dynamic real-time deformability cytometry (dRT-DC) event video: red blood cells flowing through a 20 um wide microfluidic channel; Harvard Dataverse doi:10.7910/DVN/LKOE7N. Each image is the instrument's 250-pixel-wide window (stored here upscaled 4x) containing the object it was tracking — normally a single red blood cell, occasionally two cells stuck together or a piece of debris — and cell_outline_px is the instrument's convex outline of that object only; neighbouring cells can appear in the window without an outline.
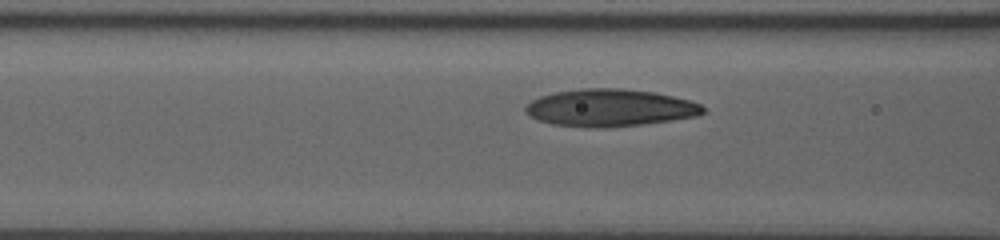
{"species": "human", "species_latin": "Homo sapiens", "temperature_condition": "room temperature", "stored_images_in_passage": 17, "segment_of_instrument_passage": [1, 2], "camera_frame_rate_fps": 3000, "um_per_image_px": 0.085, "donor": {"sex": "male"}, "frame": {"image": 1, "passage_image": 15, "time_ms": 5.333, "image_size_px": [1000, 240], "cell_outline_px": [[704, 112], [696, 116], [640, 124], [604, 128], [588, 128], [552, 124], [540, 120], [524, 112], [524, 108], [532, 100], [540, 96], [552, 92], [580, 88], [624, 88], [656, 92], [688, 100], [700, 104], [704, 108]], "centroid_in_image_um": [51.8, 9.15], "position_along_channel_um": 114.8, "area_um2": 38.55}}